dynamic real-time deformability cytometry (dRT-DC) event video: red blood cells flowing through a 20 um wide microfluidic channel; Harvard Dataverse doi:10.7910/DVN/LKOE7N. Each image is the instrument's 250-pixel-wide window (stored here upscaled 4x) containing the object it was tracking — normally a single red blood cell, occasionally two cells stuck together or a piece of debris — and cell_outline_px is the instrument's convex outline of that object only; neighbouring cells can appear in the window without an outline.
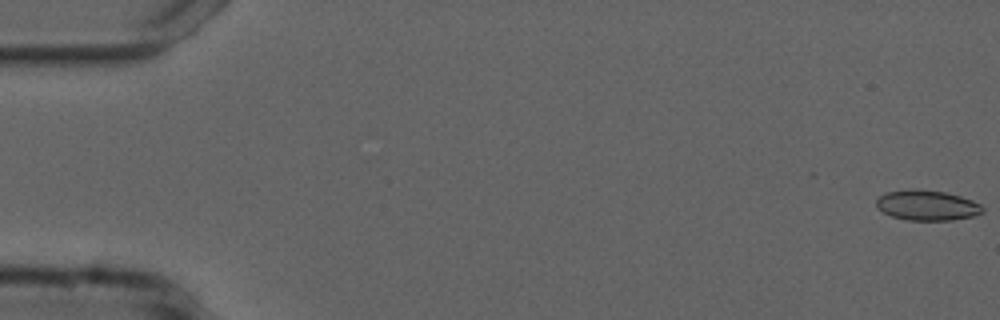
{"species": "common noctule bat (a hibernating species)", "species_latin": "Nyctalus noctula", "temperature_condition": "cold", "stored_images_in_passage": 55, "camera_frame_rate_fps": 3000, "um_per_image_px": 0.085, "animal": {"sex": "male", "forearm_length_mm": 52.5}, "frame": {"image": 1, "passage_image": 1, "time_ms": 0.0, "image_size_px": [1000, 320], "cell_outline_px": [[984, 212], [976, 216], [952, 220], [908, 220], [892, 216], [884, 212], [876, 204], [876, 200], [880, 196], [888, 192], [912, 188], [916, 188], [944, 192], [960, 196], [972, 200], [980, 204], [984, 208]], "centroid_in_image_um": [78.85, 17.45], "position_along_channel_um": 6.2, "area_um2": 18.73}}
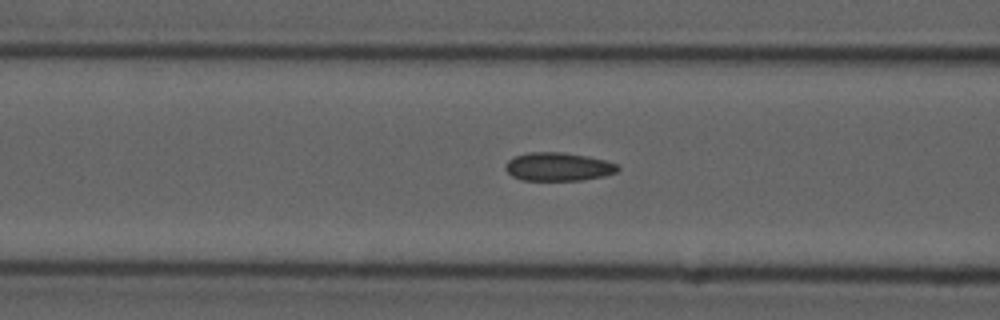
{"frame": {"image": 2, "passage_image": 22, "time_ms": 7.0, "image_size_px": [1000, 320], "cell_outline_px": [[620, 168], [616, 172], [604, 176], [580, 180], [520, 180], [512, 176], [504, 168], [504, 164], [508, 160], [516, 156], [528, 152], [564, 152], [588, 156], [604, 160], [616, 164]], "centroid_in_image_um": [47.42, 14.17], "position_along_channel_um": 119.2, "area_um2": 18.61}}
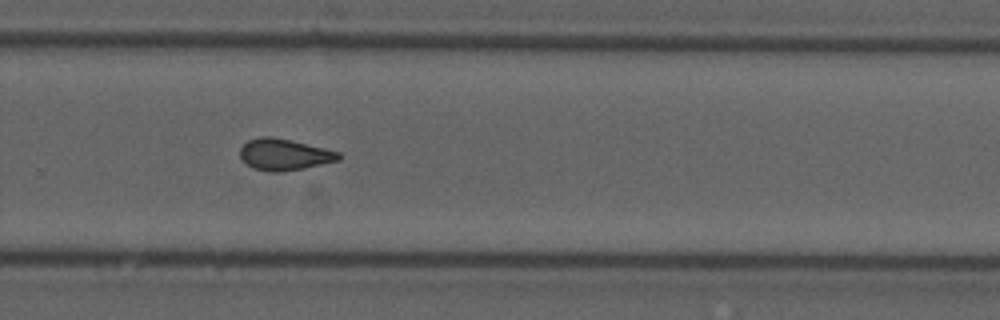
{"frame": {"image": 3, "passage_image": 37, "time_ms": 12.0, "image_size_px": [1000, 320], "cell_outline_px": [[340, 160], [304, 168], [280, 172], [272, 172], [256, 168], [248, 164], [240, 156], [240, 148], [248, 140], [260, 136], [272, 136], [324, 148], [340, 152]], "centroid_in_image_um": [24.17, 13.12], "position_along_channel_um": 305.6, "area_um2": 17.8}, "authors_computed_cell_mechanics": {"area_um2": 18.2648, "velocity_mm_per_s": 3.7381, "shape_relaxation_time_tau1_ms": null, "shape_relaxation_time_tau2_ms": 3.0042, "deformation_change_tau1": null, "deformation_change_tau2": 0.0799}}